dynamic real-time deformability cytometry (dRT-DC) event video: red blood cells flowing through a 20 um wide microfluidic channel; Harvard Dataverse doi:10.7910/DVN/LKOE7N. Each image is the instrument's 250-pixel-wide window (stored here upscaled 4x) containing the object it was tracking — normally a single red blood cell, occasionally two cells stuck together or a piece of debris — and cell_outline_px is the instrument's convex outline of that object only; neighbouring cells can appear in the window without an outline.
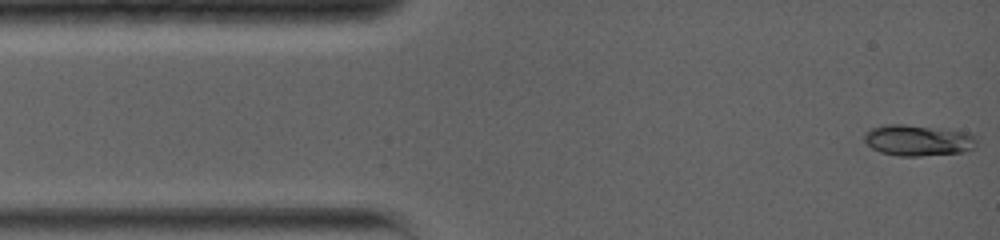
{"species": "common noctule bat (a hibernating species)", "species_latin": "Nyctalus noctula", "temperature_condition": "warm", "stored_images_in_passage": 14, "camera_frame_rate_fps": 5000, "um_per_image_px": 0.085, "animal": {"sex": "female", "body_mass_g": 19.0, "forearm_length_mm": 56.7}, "frame": {"image": 1, "passage_image": 1, "time_ms": 0.0, "image_size_px": [1000, 240], "cell_outline_px": [[976, 144], [972, 148], [964, 152], [920, 156], [900, 156], [880, 152], [872, 148], [864, 140], [864, 132], [872, 128], [888, 124], [904, 124], [968, 132], [976, 140]], "centroid_in_image_um": [78.0, 11.93], "position_along_channel_um": 7.0, "area_um2": 20.17}}
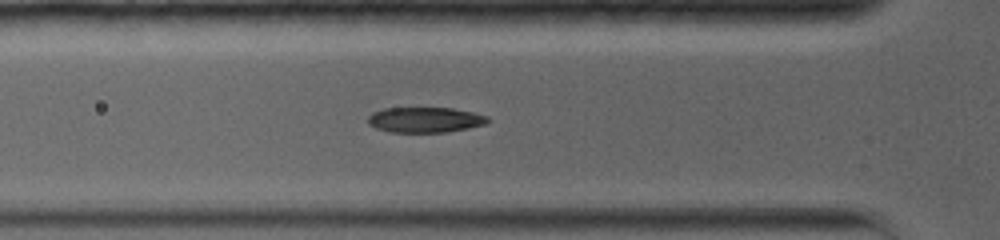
{"frame": {"image": 2, "passage_image": 7, "time_ms": 4.0, "image_size_px": [1000, 240], "cell_outline_px": [[488, 120], [484, 124], [468, 128], [444, 132], [392, 132], [376, 128], [368, 124], [368, 116], [372, 112], [384, 108], [452, 108], [472, 112], [488, 116]], "centroid_in_image_um": [36.09, 10.18], "position_along_channel_um": 89.7, "area_um2": 17.57}}
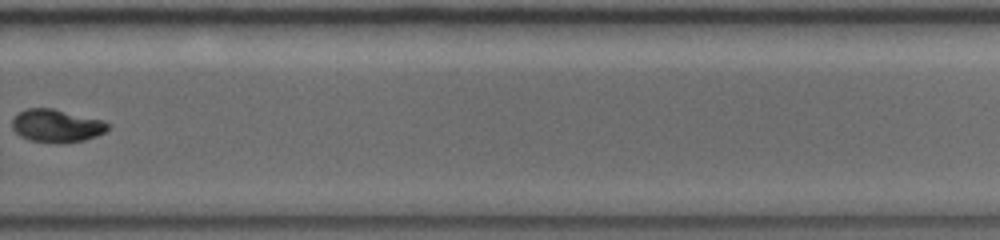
{"frame": {"image": 3, "passage_image": 14, "time_ms": 10.0, "image_size_px": [1000, 240], "cell_outline_px": [[108, 128], [104, 132], [96, 136], [84, 140], [32, 140], [20, 136], [12, 128], [12, 120], [20, 112], [28, 108], [52, 108], [104, 120], [108, 124]], "centroid_in_image_um": [4.81, 10.64], "position_along_channel_um": 325.0, "area_um2": 17.51}}